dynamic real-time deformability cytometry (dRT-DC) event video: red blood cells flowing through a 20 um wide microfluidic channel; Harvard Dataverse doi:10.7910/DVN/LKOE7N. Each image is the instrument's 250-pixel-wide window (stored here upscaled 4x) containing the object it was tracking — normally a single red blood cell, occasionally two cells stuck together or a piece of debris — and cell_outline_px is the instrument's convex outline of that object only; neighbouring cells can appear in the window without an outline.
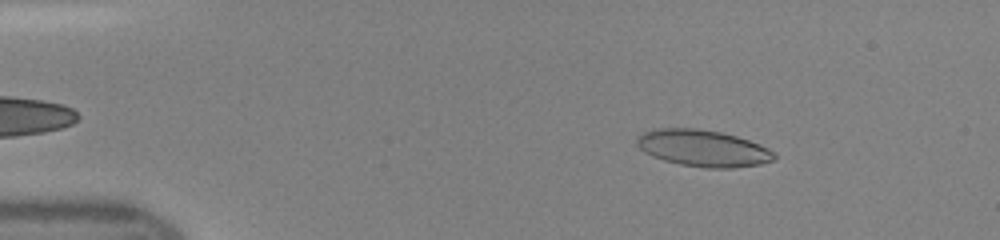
{"species": "human", "species_latin": "Homo sapiens", "temperature_condition": "room temperature", "stored_images_in_passage": 46, "camera_frame_rate_fps": 3000, "um_per_image_px": 0.085, "donor": {"sex": "female"}, "frame": {"image": 1, "passage_image": 6, "time_ms": 1.667, "image_size_px": [1000, 240], "cell_outline_px": [[776, 156], [772, 160], [760, 164], [732, 168], [704, 168], [680, 164], [664, 160], [652, 156], [644, 152], [636, 144], [636, 140], [644, 132], [656, 128], [696, 128], [720, 132], [736, 136], [760, 144], [776, 152]], "centroid_in_image_um": [59.76, 12.6], "position_along_channel_um": 25.2, "area_um2": 29.3}}
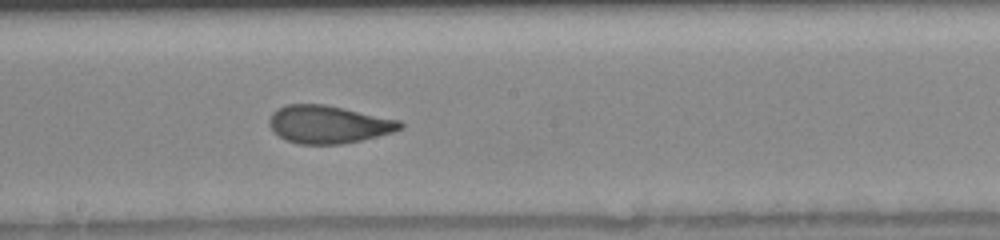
{"frame": {"image": 2, "passage_image": 25, "time_ms": 8.0, "image_size_px": [1000, 240], "cell_outline_px": [[404, 128], [392, 132], [360, 140], [340, 144], [300, 144], [284, 140], [268, 124], [268, 120], [272, 112], [288, 104], [324, 104], [344, 108], [400, 120], [404, 124]], "centroid_in_image_um": [27.92, 10.57], "position_along_channel_um": 220.3, "area_um2": 28.67}}
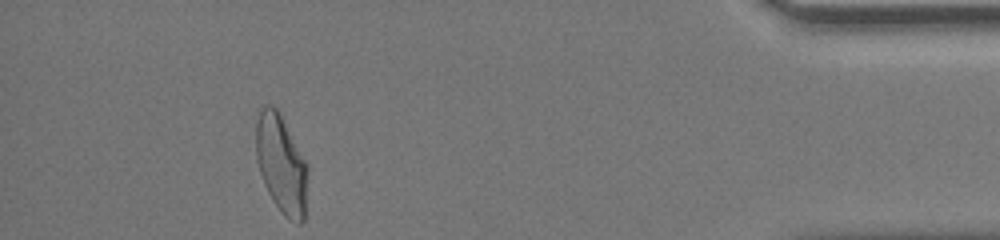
{"frame": {"image": 3, "passage_image": 42, "time_ms": 13.667, "image_size_px": [1000, 240], "cell_outline_px": [[308, 172], [304, 220], [300, 224], [296, 224], [284, 216], [268, 192], [264, 184], [260, 172], [256, 156], [256, 108], [264, 104], [268, 104], [276, 108], [280, 112], [308, 168]], "centroid_in_image_um": [23.88, 13.91], "position_along_channel_um": 411.3, "area_um2": 29.77}}